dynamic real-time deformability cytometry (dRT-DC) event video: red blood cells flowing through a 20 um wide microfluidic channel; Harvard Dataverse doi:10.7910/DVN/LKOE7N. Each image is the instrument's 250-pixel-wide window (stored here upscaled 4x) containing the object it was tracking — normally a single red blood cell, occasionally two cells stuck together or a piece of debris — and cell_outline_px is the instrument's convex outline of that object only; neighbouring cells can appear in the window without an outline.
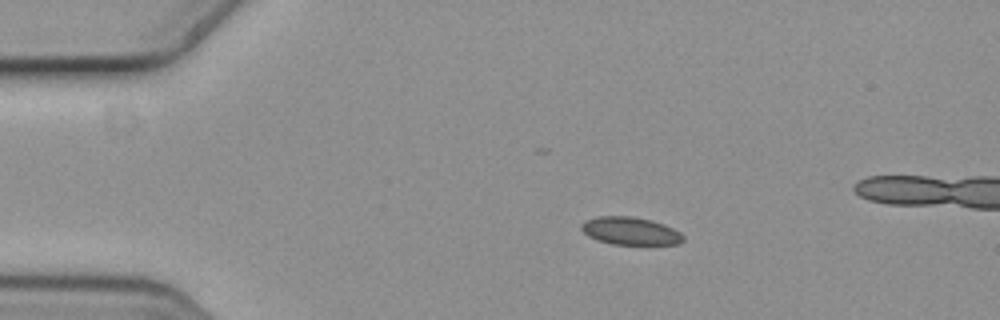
{"species": "common noctule bat (a hibernating species)", "species_latin": "Nyctalus noctula", "temperature_condition": "cold", "stored_images_in_passage": 4, "camera_frame_rate_fps": 3000, "um_per_image_px": 0.085, "animal": {"sex": "female", "body_mass_g": 19.3, "forearm_length_mm": 54.1}, "frame": {"image": 1, "passage_image": 2, "time_ms": 0.333, "image_size_px": [1000, 320], "cell_outline_px": [[684, 240], [680, 244], [612, 244], [596, 240], [588, 236], [580, 228], [580, 224], [584, 220], [596, 216], [632, 216], [652, 220], [664, 224], [680, 232], [684, 236]], "centroid_in_image_um": [53.55, 19.62], "position_along_channel_um": 31.4, "area_um2": 16.65}}